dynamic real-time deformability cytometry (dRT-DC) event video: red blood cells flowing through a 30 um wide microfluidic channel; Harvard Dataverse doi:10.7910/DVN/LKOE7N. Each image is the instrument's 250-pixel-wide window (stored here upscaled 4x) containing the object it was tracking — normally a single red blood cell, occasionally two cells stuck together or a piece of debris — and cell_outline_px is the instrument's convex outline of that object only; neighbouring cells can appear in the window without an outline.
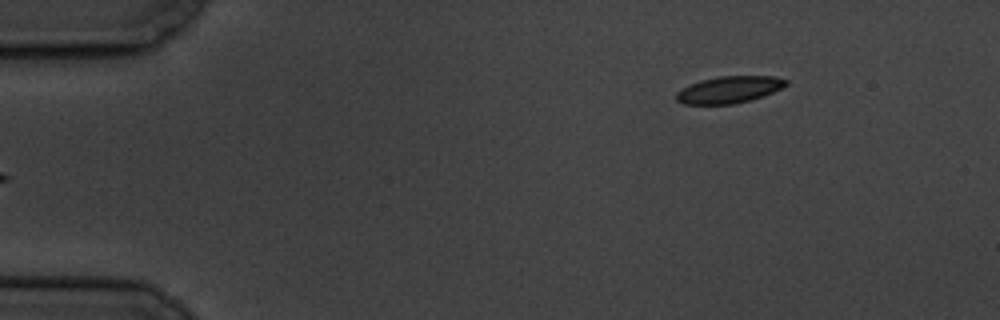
{"species": "common noctule bat (a hibernating species)", "species_latin": "Nyctalus noctula", "temperature_condition": "cold", "stored_images_in_passage": 6, "camera_frame_rate_fps": 3000, "um_per_image_px": 0.085, "animal": {"sex": "male", "body_mass_g": 19.5, "forearm_length_mm": 54.6}, "frame": {"image": 1, "passage_image": 6, "time_ms": 6.667, "image_size_px": [1000, 320], "cell_outline_px": [[788, 84], [764, 96], [732, 104], [684, 104], [676, 100], [676, 92], [700, 80], [720, 76], [772, 76], [788, 80]], "centroid_in_image_um": [61.98, 7.62], "position_along_channel_um": 23.0, "area_um2": 16.94}}